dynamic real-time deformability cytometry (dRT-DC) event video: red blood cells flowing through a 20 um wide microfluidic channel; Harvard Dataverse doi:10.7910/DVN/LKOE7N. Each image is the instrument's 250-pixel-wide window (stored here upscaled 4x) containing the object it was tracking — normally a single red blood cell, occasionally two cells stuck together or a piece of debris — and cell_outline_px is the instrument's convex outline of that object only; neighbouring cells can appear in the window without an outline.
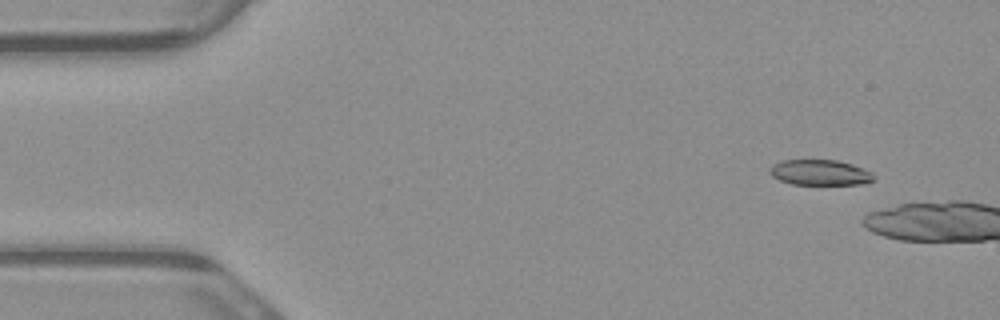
{"species": "common noctule bat (a hibernating species)", "species_latin": "Nyctalus noctula", "temperature_condition": "warm", "stored_images_in_passage": 4, "camera_frame_rate_fps": 3000, "um_per_image_px": 0.085, "animal": {"sex": "male", "body_mass_g": 23.1, "forearm_length_mm": 52.7}, "frame": {"image": 1, "passage_image": 2, "time_ms": 0.333, "image_size_px": [1000, 320], "cell_outline_px": [[876, 180], [864, 184], [792, 184], [780, 180], [772, 176], [768, 172], [768, 168], [772, 164], [780, 160], [836, 160], [852, 164], [864, 168], [872, 172], [876, 176]], "centroid_in_image_um": [69.71, 14.66], "position_along_channel_um": 15.3, "area_um2": 15.72}}